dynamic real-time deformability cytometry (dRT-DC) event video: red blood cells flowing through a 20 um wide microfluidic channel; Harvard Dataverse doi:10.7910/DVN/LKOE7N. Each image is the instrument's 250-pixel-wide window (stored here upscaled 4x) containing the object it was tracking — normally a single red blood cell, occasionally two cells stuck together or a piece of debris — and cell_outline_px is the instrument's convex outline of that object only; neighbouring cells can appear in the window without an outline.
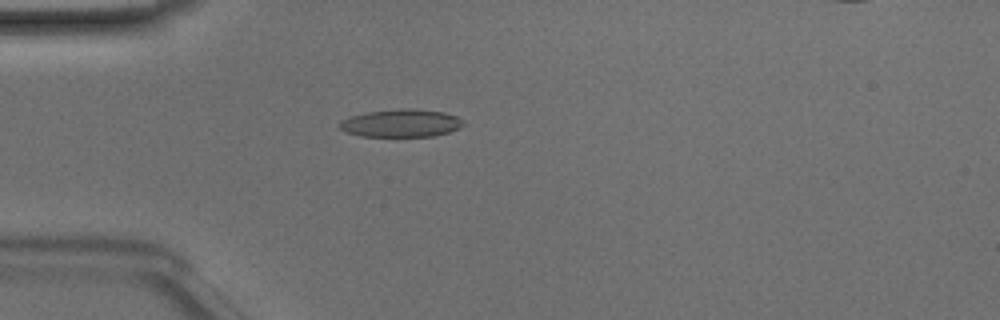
{"species": "Egyptian fruit bat (a non-hibernating species)", "species_latin": "Rousettus aegyptiacus", "temperature_condition": "room temperature", "stored_images_in_passage": 37, "segment_of_instrument_passage": [1, 2], "camera_frame_rate_fps": 3000, "um_per_image_px": 0.085, "animal": {"sex": "male"}, "frame": {"image": 1, "passage_image": 1, "time_ms": 0.0, "image_size_px": [1000, 320], "cell_outline_px": [[464, 124], [460, 128], [448, 132], [432, 136], [360, 136], [344, 132], [340, 128], [340, 120], [352, 116], [368, 112], [400, 108], [416, 108], [444, 112], [456, 116], [464, 120]], "centroid_in_image_um": [34.11, 10.46], "position_along_channel_um": 50.9, "area_um2": 20.11}}
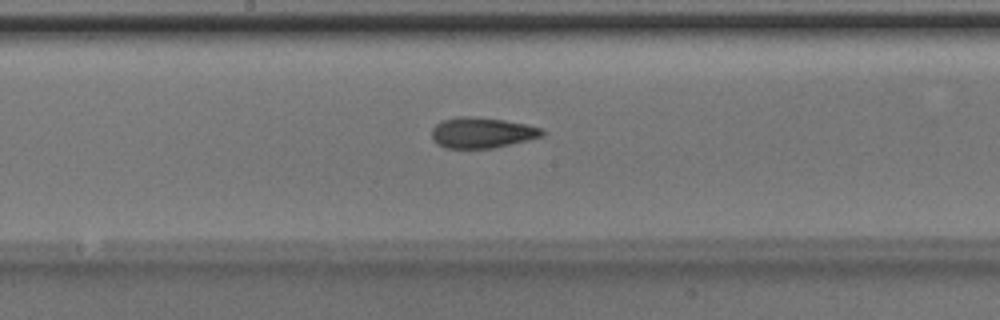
{"frame": {"image": 2, "passage_image": 13, "time_ms": 4.0, "image_size_px": [1000, 320], "cell_outline_px": [[544, 136], [528, 140], [492, 148], [444, 148], [436, 144], [432, 140], [432, 128], [440, 120], [456, 116], [472, 116], [504, 120], [528, 124], [544, 128]], "centroid_in_image_um": [40.95, 11.27], "position_along_channel_um": 207.2, "area_um2": 20.06}}
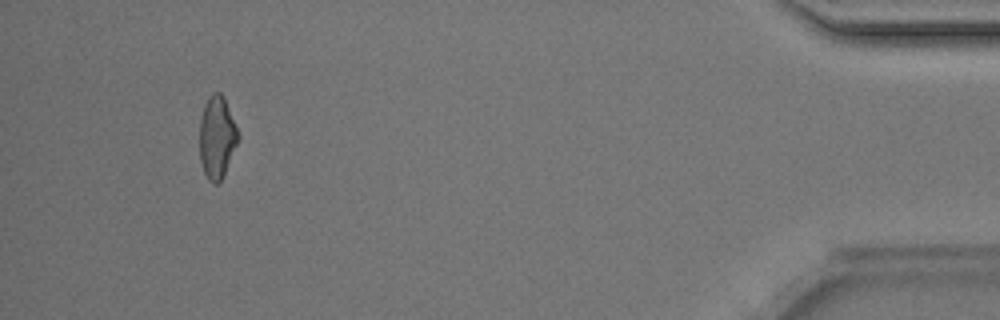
{"frame": {"image": 3, "passage_image": 33, "time_ms": 10.667, "image_size_px": [1000, 320], "cell_outline_px": [[240, 136], [224, 172], [220, 180], [216, 184], [212, 184], [208, 180], [204, 172], [200, 160], [200, 116], [204, 104], [208, 96], [212, 92], [220, 92], [224, 96]], "centroid_in_image_um": [18.42, 11.62], "position_along_channel_um": 416.8, "area_um2": 18.38}}